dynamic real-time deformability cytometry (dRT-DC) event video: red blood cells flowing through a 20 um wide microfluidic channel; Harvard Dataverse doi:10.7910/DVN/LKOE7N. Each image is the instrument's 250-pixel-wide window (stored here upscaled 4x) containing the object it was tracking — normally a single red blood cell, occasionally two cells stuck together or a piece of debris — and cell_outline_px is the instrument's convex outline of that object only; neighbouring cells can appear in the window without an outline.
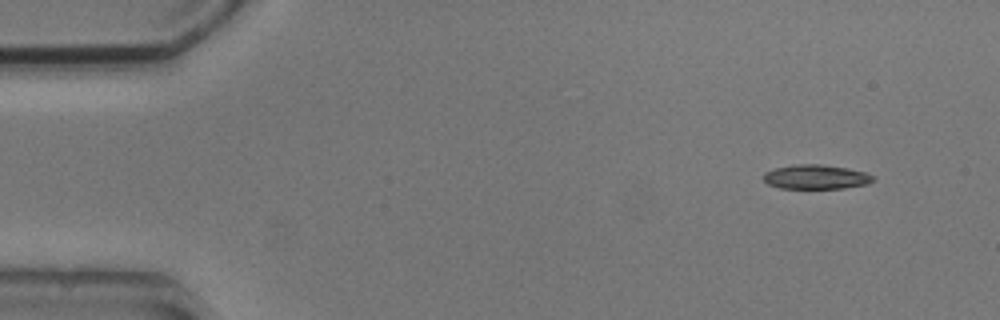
{"species": "common noctule bat (a hibernating species)", "species_latin": "Nyctalus noctula", "temperature_condition": "cold", "stored_images_in_passage": 4, "camera_frame_rate_fps": 3000, "um_per_image_px": 0.085, "animal": {"sex": "male", "body_mass_g": 20.5, "forearm_length_mm": 52.5}, "frame": {"image": 1, "passage_image": 1, "time_ms": 0.0, "image_size_px": [1000, 320], "cell_outline_px": [[876, 180], [868, 184], [844, 188], [780, 188], [768, 184], [764, 180], [764, 172], [776, 168], [792, 164], [820, 164], [848, 168], [864, 172], [872, 176]], "centroid_in_image_um": [69.36, 15.03], "position_along_channel_um": 15.6, "area_um2": 15.55}}
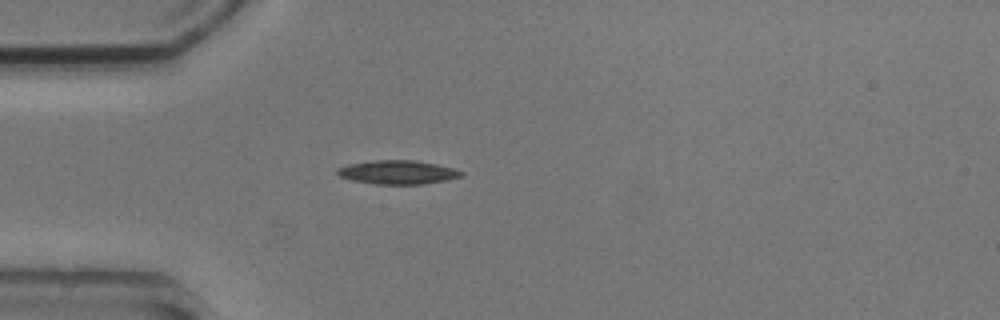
{"frame": {"image": 2, "passage_image": 4, "time_ms": 3.333, "image_size_px": [1000, 320], "cell_outline_px": [[464, 176], [448, 180], [424, 184], [376, 184], [352, 180], [340, 176], [336, 172], [336, 168], [348, 164], [376, 160], [416, 160], [456, 168], [464, 172]], "centroid_in_image_um": [33.86, 14.64], "position_along_channel_um": 51.1, "area_um2": 17.34}}